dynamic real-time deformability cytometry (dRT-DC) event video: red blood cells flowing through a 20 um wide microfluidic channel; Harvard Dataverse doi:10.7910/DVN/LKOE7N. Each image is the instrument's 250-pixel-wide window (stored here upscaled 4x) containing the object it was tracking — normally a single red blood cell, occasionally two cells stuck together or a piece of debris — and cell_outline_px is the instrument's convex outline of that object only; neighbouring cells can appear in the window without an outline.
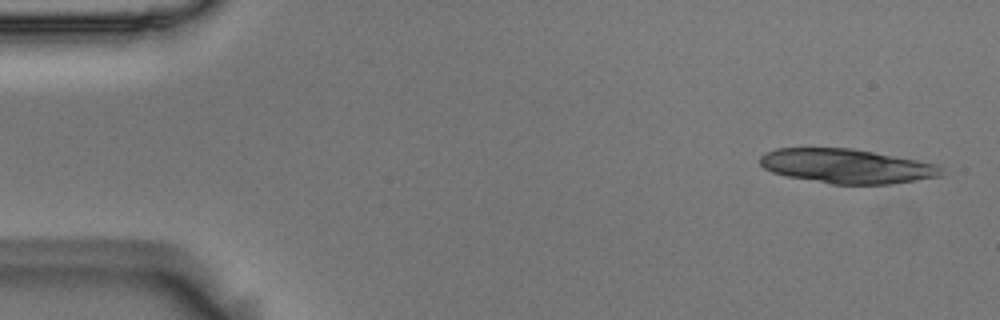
{"species": "Egyptian fruit bat (a non-hibernating species)", "species_latin": "Rousettus aegyptiacus", "temperature_condition": "room temperature", "stored_images_in_passage": 4, "camera_frame_rate_fps": 3000, "um_per_image_px": 0.085, "animal": {"sex": "male"}, "frame": {"image": 1, "passage_image": 1, "time_ms": 0.0, "image_size_px": [1000, 320], "cell_outline_px": [[944, 176], [892, 184], [832, 184], [788, 176], [772, 172], [764, 168], [760, 164], [760, 156], [764, 152], [776, 148], [852, 148], [940, 164], [944, 168]], "centroid_in_image_um": [72.04, 14.12], "position_along_channel_um": 13.0, "area_um2": 36.65}}